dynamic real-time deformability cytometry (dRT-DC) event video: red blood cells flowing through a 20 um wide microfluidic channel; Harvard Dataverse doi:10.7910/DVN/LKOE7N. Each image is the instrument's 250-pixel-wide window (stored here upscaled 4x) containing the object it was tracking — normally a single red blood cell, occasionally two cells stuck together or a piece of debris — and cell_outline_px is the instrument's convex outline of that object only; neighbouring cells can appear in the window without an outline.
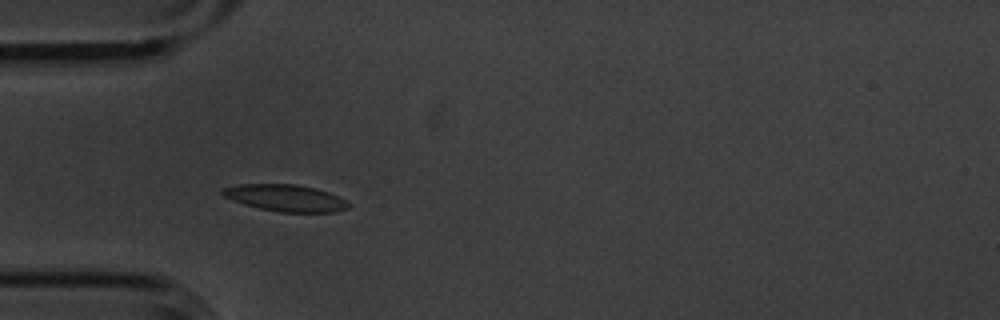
{"species": "common noctule bat (a hibernating species)", "species_latin": "Nyctalus noctula", "temperature_condition": "cold", "stored_images_in_passage": 13, "camera_frame_rate_fps": 3000, "um_per_image_px": 0.085, "animal": {"sex": "male", "body_mass_g": 20.1, "forearm_length_mm": 53.5}, "frame": {"image": 1, "passage_image": 3, "time_ms": 0.667, "image_size_px": [1000, 320], "cell_outline_px": [[352, 204], [348, 208], [336, 212], [280, 212], [260, 208], [244, 204], [232, 200], [224, 196], [220, 192], [220, 188], [240, 184], [296, 184], [316, 188], [328, 192], [348, 200]], "centroid_in_image_um": [24.3, 16.82], "position_along_channel_um": 60.7, "area_um2": 19.83}}
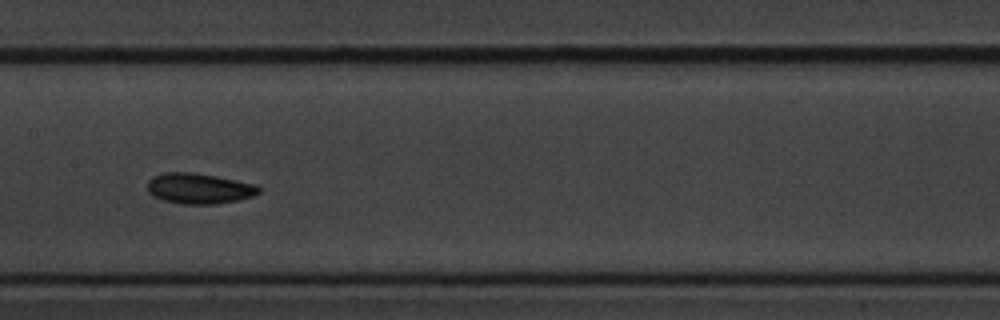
{"frame": {"image": 2, "passage_image": 6, "time_ms": 1.667, "image_size_px": [1000, 320], "cell_outline_px": [[260, 192], [252, 196], [240, 200], [216, 204], [180, 204], [164, 200], [152, 196], [148, 192], [148, 180], [152, 176], [164, 172], [188, 172], [216, 176], [256, 184], [260, 188]], "centroid_in_image_um": [16.91, 16.02], "position_along_channel_um": 190.5, "area_um2": 19.94}}
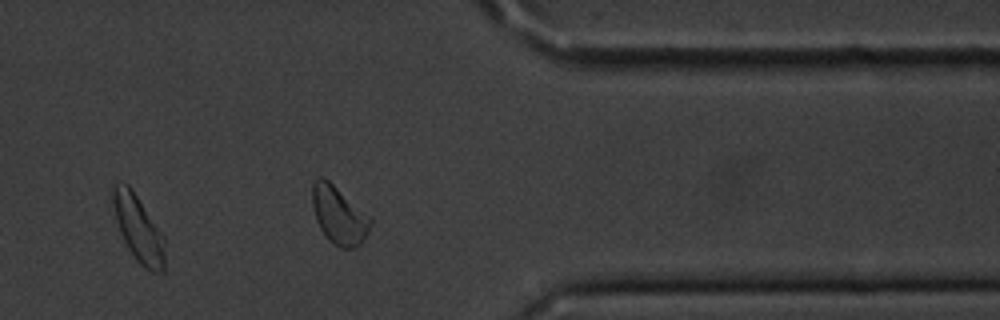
{"frame": {"image": 3, "passage_image": 11, "time_ms": 3.333, "image_size_px": [1000, 320], "cell_outline_px": [[164, 272], [152, 272], [144, 268], [136, 260], [128, 248], [120, 232], [116, 220], [112, 200], [112, 188], [120, 180], [128, 184], [132, 188], [164, 236]], "centroid_in_image_um": [11.76, 19.41], "position_along_channel_um": 399.6, "area_um2": 20.06}}